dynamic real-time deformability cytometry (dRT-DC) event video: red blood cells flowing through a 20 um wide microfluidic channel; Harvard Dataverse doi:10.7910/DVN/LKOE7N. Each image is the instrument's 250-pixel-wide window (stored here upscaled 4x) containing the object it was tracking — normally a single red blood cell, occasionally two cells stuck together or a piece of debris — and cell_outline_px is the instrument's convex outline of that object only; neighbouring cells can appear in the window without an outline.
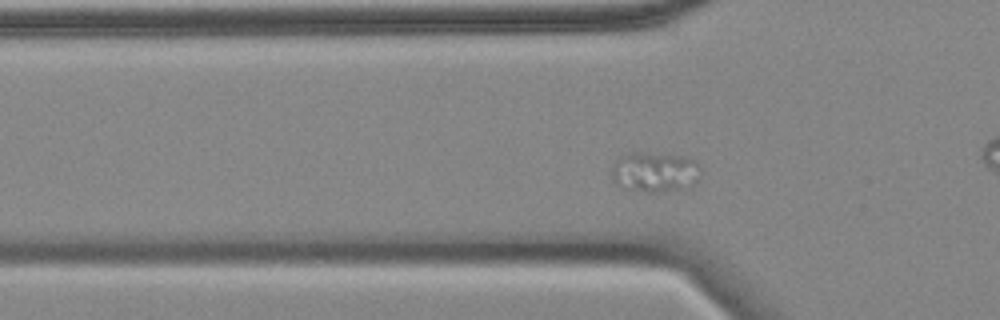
{"species": "common noctule bat (a hibernating species)", "species_latin": "Nyctalus noctula", "temperature_condition": "cold", "stored_images_in_passage": 54, "camera_frame_rate_fps": 3000, "um_per_image_px": 0.085, "animal": {"sex": "female", "body_mass_g": 18.4}, "frame": {"image": 1, "passage_image": 12, "time_ms": 3.667, "image_size_px": [1000, 320], "cell_outline_px": [[700, 168], [696, 180], [692, 188], [656, 192], [648, 192], [616, 184], [612, 180], [612, 168], [624, 156], [632, 152], [648, 152], [684, 156], [692, 160]], "centroid_in_image_um": [55.7, 14.62], "position_along_channel_um": 70.1, "area_um2": 20.4}}
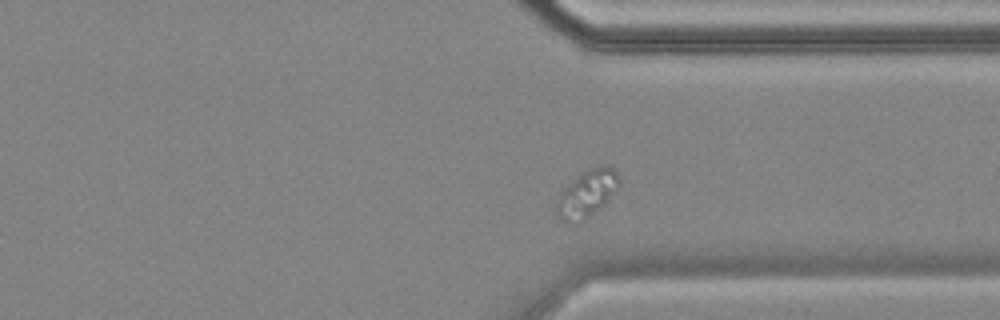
{"frame": {"image": 2, "passage_image": 38, "time_ms": 12.333, "image_size_px": [1000, 320], "cell_outline_px": [[620, 184], [608, 200], [604, 204], [584, 220], [568, 224], [556, 212], [556, 200], [568, 184], [584, 172], [596, 164], [604, 164], [616, 168], [620, 176]], "centroid_in_image_um": [49.94, 16.41], "position_along_channel_um": 361.5, "area_um2": 17.05}}
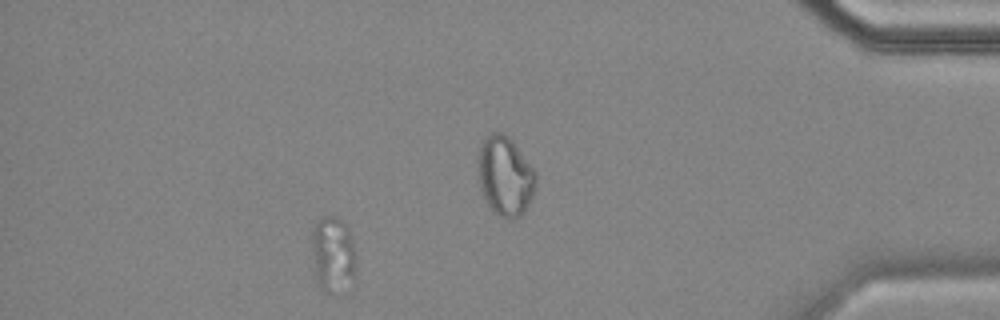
{"frame": {"image": 3, "passage_image": 47, "time_ms": 15.333, "image_size_px": [1000, 320], "cell_outline_px": [[356, 284], [328, 292], [324, 292], [320, 288], [312, 268], [312, 232], [316, 224], [324, 216], [336, 216], [348, 224], [352, 236], [356, 252]], "centroid_in_image_um": [28.35, 21.62], "position_along_channel_um": 406.9, "area_um2": 20.35}}